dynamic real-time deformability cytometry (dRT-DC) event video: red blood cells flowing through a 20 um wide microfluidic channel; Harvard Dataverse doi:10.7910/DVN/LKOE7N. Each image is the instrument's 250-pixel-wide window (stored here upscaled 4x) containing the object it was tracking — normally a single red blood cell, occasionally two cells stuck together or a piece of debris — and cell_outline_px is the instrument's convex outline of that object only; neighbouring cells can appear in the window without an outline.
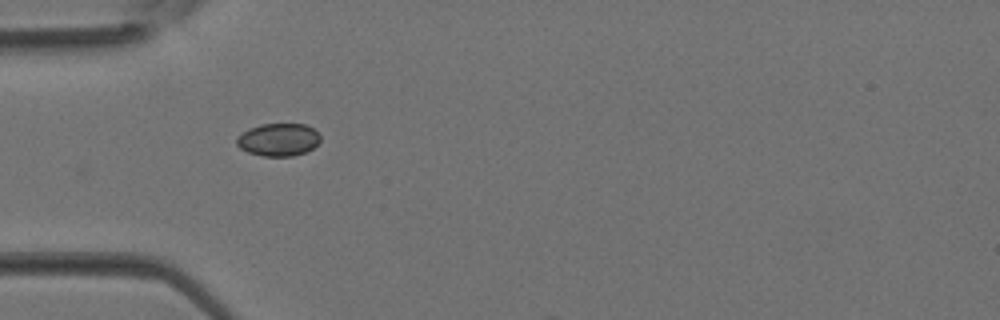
{"species": "Egyptian fruit bat (a non-hibernating species)", "species_latin": "Rousettus aegyptiacus", "temperature_condition": "room temperature", "stored_images_in_passage": 4, "camera_frame_rate_fps": 3000, "um_per_image_px": 0.085, "animal": {"sex": "female"}, "frame": {"image": 1, "passage_image": 4, "time_ms": 1.0, "image_size_px": [1000, 320], "cell_outline_px": [[320, 140], [312, 148], [304, 152], [292, 156], [264, 156], [248, 152], [240, 148], [236, 144], [236, 136], [260, 124], [304, 124], [312, 128], [320, 136]], "centroid_in_image_um": [23.64, 11.87], "position_along_channel_um": 61.4, "area_um2": 15.72}}